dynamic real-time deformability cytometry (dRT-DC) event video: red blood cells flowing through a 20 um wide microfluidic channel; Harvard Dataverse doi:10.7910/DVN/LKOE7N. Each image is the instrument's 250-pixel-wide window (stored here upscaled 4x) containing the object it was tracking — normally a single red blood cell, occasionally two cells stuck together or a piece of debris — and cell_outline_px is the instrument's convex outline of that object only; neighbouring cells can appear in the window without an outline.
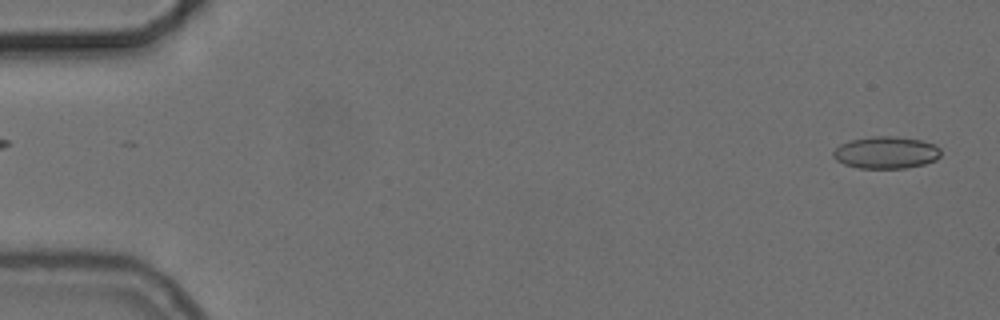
{"species": "common noctule bat (a hibernating species)", "species_latin": "Nyctalus noctula", "temperature_condition": "cold", "stored_images_in_passage": 16, "camera_frame_rate_fps": 3000, "um_per_image_px": 0.085, "animal": {"sex": "female", "body_mass_g": 24.6, "forearm_length_mm": 56.2}, "frame": {"image": 1, "passage_image": 2, "time_ms": 0.333, "image_size_px": [1000, 320], "cell_outline_px": [[940, 156], [936, 160], [924, 164], [904, 168], [856, 168], [844, 164], [836, 160], [832, 156], [832, 152], [840, 144], [852, 140], [872, 136], [896, 136], [920, 140], [936, 144], [940, 148]], "centroid_in_image_um": [75.31, 12.96], "position_along_channel_um": 9.7, "area_um2": 20.23}}
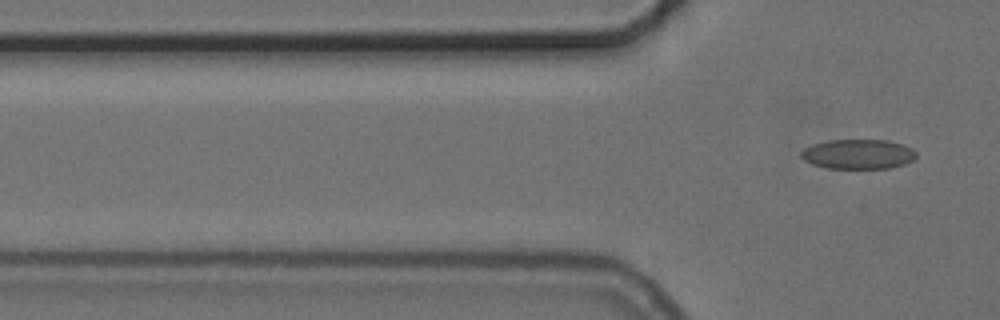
{"frame": {"image": 2, "passage_image": 16, "time_ms": 5.0, "image_size_px": [1000, 320], "cell_outline_px": [[916, 156], [912, 160], [904, 164], [892, 168], [828, 168], [812, 164], [804, 160], [800, 156], [800, 152], [804, 148], [812, 144], [828, 140], [888, 140], [904, 144], [912, 148], [916, 152]], "centroid_in_image_um": [72.94, 13.09], "position_along_channel_um": 52.9, "area_um2": 20.06}}